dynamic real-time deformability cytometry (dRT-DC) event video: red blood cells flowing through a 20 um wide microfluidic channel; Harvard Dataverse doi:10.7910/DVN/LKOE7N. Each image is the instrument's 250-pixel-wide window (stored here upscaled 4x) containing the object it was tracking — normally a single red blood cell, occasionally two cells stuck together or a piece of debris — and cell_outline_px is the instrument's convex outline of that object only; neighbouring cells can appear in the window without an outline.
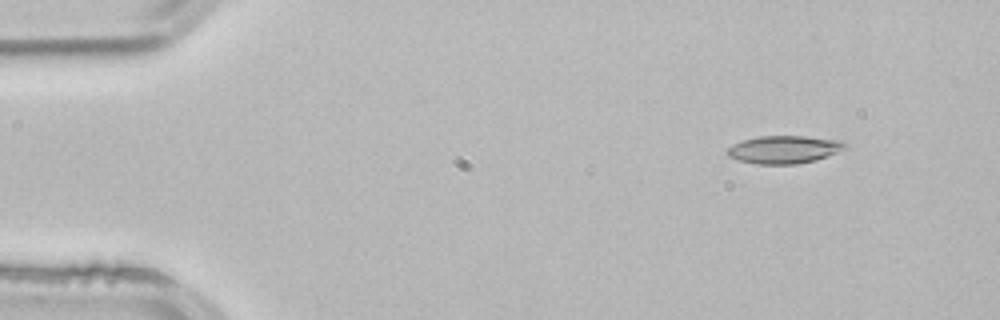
{"species": "common noctule bat (a hibernating species)", "species_latin": "Nyctalus noctula", "temperature_condition": "room temperature", "stored_images_in_passage": 5, "segment_of_instrument_passage": [1, 2], "camera_frame_rate_fps": 3000, "um_per_image_px": 0.085, "animal": {"sex": "male", "body_mass_g": 21.5, "forearm_length_mm": 52.0}, "frame": {"image": 1, "passage_image": 2, "time_ms": 0.333, "image_size_px": [1000, 320], "cell_outline_px": [[848, 148], [828, 156], [816, 160], [796, 164], [756, 164], [740, 160], [728, 156], [724, 152], [732, 144], [744, 140], [760, 136], [804, 136], [840, 140], [848, 144]], "centroid_in_image_um": [66.67, 12.71], "position_along_channel_um": 18.3, "area_um2": 19.19}}
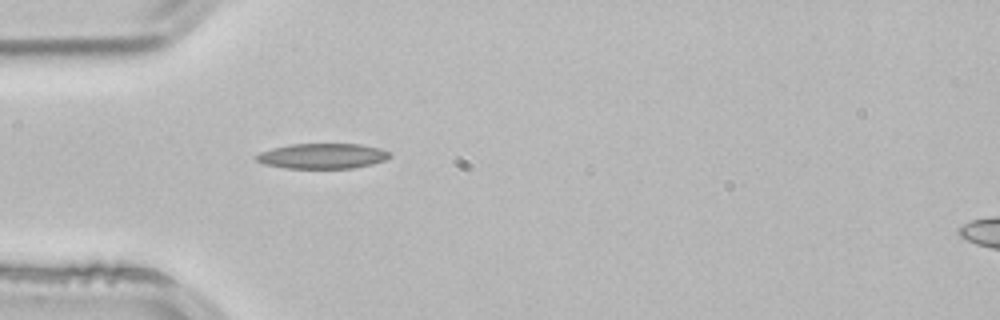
{"frame": {"image": 2, "passage_image": 4, "time_ms": 1.0, "image_size_px": [1000, 320], "cell_outline_px": [[392, 156], [384, 160], [372, 164], [352, 168], [284, 168], [264, 164], [256, 160], [256, 156], [260, 152], [272, 148], [292, 144], [360, 144], [380, 148], [392, 152]], "centroid_in_image_um": [27.44, 13.26], "position_along_channel_um": 57.6, "area_um2": 19.65}}